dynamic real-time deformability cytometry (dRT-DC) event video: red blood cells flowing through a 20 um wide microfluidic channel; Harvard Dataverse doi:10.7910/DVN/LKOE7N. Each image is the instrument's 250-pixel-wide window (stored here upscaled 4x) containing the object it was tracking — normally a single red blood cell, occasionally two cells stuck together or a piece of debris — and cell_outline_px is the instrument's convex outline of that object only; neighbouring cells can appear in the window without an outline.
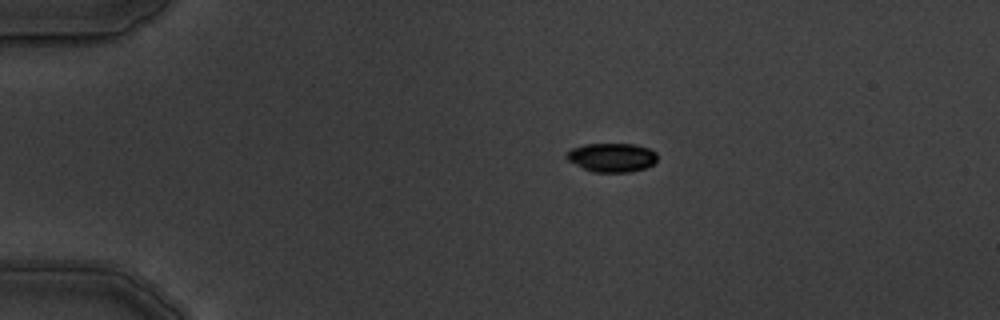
{"species": "common noctule bat (a hibernating species)", "species_latin": "Nyctalus noctula", "temperature_condition": "warm", "stored_images_in_passage": 2, "camera_frame_rate_fps": 3000, "um_per_image_px": 0.085, "animal": {"sex": "male", "body_mass_g": 19.5, "forearm_length_mm": 54.6}, "frame": {"image": 1, "passage_image": 1, "time_ms": 0.0, "image_size_px": [1000, 320], "cell_outline_px": [[656, 164], [632, 172], [592, 172], [568, 160], [564, 156], [564, 152], [572, 148], [584, 144], [636, 144], [648, 148], [656, 152]], "centroid_in_image_um": [52.0, 13.38], "position_along_channel_um": 33.0, "area_um2": 15.43}}